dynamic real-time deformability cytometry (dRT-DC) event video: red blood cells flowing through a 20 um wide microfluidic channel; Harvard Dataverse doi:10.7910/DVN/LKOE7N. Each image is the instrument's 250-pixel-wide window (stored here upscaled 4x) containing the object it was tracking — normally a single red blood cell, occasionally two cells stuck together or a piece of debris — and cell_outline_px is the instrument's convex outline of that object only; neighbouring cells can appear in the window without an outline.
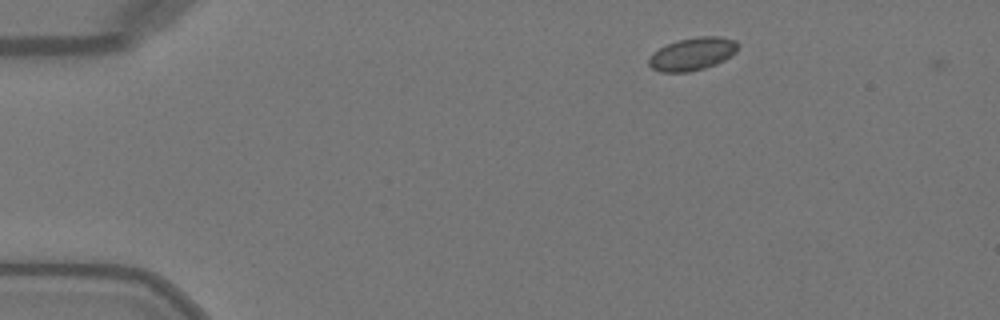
{"species": "Egyptian fruit bat (a non-hibernating species)", "species_latin": "Rousettus aegyptiacus", "temperature_condition": "warm", "stored_images_in_passage": 2, "camera_frame_rate_fps": 3000, "um_per_image_px": 0.085, "animal": {"sex": "female"}, "frame": {"image": 1, "passage_image": 1, "time_ms": 0.0, "image_size_px": [1000, 320], "cell_outline_px": [[740, 44], [736, 52], [724, 60], [716, 64], [704, 68], [688, 72], [660, 72], [652, 68], [648, 64], [648, 60], [660, 48], [668, 44], [680, 40], [700, 36], [720, 36], [736, 40]], "centroid_in_image_um": [58.91, 4.58], "position_along_channel_um": 26.1, "area_um2": 16.88}}